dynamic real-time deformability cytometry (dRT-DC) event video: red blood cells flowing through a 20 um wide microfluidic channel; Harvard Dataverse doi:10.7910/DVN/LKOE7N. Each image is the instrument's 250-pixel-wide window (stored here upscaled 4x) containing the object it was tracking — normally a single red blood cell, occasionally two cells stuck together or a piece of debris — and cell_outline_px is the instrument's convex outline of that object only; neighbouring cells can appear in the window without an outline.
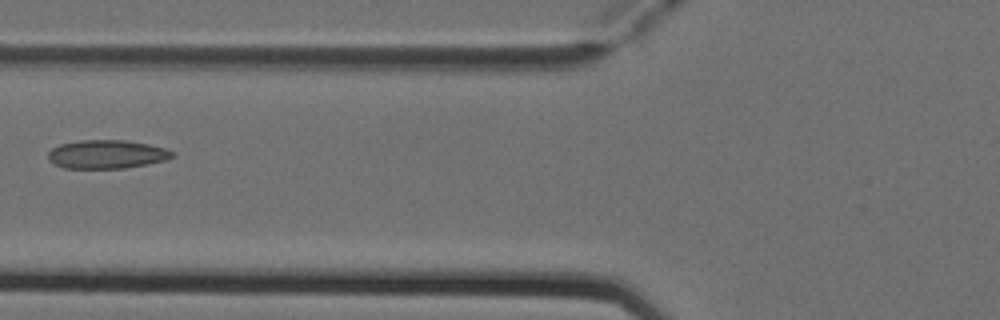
{"species": "Egyptian fruit bat (a non-hibernating species)", "species_latin": "Rousettus aegyptiacus", "temperature_condition": "cold", "stored_images_in_passage": 5, "camera_frame_rate_fps": 3000, "um_per_image_px": 0.085, "animal": {"sex": "female"}, "frame": {"image": 1, "passage_image": 5, "time_ms": 1.333, "image_size_px": [1000, 320], "cell_outline_px": [[176, 156], [168, 160], [124, 168], [64, 168], [48, 160], [48, 152], [52, 148], [60, 144], [80, 140], [124, 140], [148, 144], [164, 148], [172, 152]], "centroid_in_image_um": [9.07, 13.11], "position_along_channel_um": 116.7, "area_um2": 20.63}}